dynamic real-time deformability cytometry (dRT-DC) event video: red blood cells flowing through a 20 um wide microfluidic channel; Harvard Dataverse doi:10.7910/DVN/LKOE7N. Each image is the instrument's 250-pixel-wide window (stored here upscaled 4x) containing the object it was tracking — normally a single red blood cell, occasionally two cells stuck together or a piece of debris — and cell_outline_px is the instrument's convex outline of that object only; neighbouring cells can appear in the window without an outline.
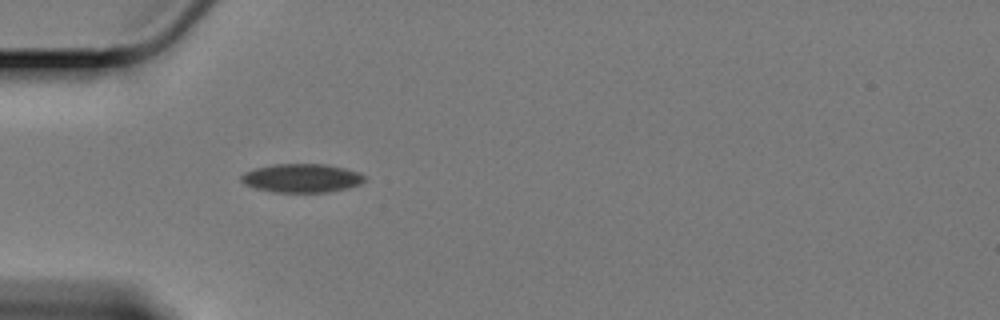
{"species": "Egyptian fruit bat (a non-hibernating species)", "species_latin": "Rousettus aegyptiacus", "temperature_condition": "cold", "stored_images_in_passage": 38, "camera_frame_rate_fps": 3000, "um_per_image_px": 0.085, "animal": {"sex": "female"}, "frame": {"image": 1, "passage_image": 1, "time_ms": 0.0, "image_size_px": [1000, 320], "cell_outline_px": [[364, 180], [360, 184], [348, 188], [328, 192], [272, 192], [256, 188], [244, 184], [240, 180], [240, 176], [244, 172], [256, 168], [276, 164], [324, 164], [344, 168], [356, 172], [364, 176]], "centroid_in_image_um": [25.61, 15.14], "position_along_channel_um": 59.4, "area_um2": 20.46}}
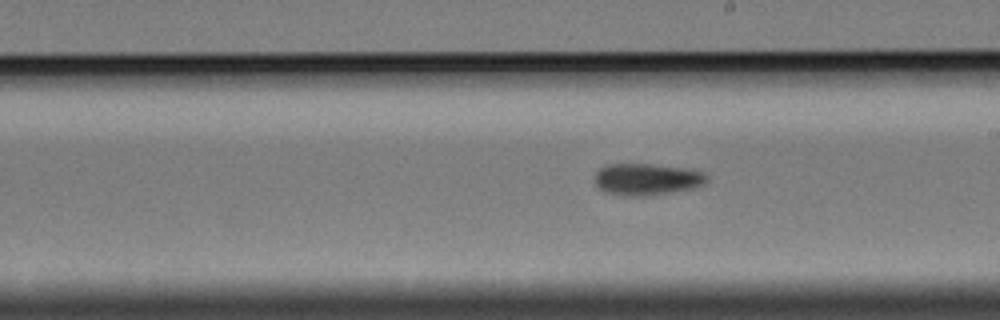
{"frame": {"image": 2, "passage_image": 17, "time_ms": 5.333, "image_size_px": [1000, 320], "cell_outline_px": [[708, 180], [704, 184], [696, 188], [672, 192], [644, 196], [620, 196], [604, 192], [596, 184], [596, 172], [600, 168], [608, 164], [652, 164], [684, 168], [704, 172], [708, 176]], "centroid_in_image_um": [55.0, 15.25], "position_along_channel_um": 234.0, "area_um2": 20.87}}
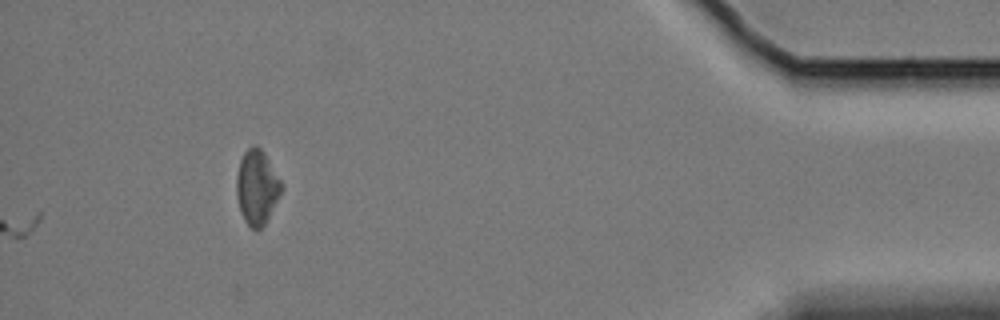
{"frame": {"image": 3, "passage_image": 38, "time_ms": 12.333, "image_size_px": [1000, 320], "cell_outline_px": [[284, 188], [264, 224], [260, 228], [252, 228], [244, 220], [240, 212], [236, 192], [236, 176], [240, 160], [244, 152], [252, 144], [256, 144], [264, 152], [284, 184]], "centroid_in_image_um": [21.84, 15.87], "position_along_channel_um": 413.4, "area_um2": 19.59}, "authors_computed_cell_mechanics": {"area_um2": 20.4612, "velocity_mm_per_s": 3.3412, "shape_relaxation_time_tau1_ms": 3.9396, "shape_relaxation_time_tau2_ms": null, "deformation_change_tau1": 0.0643, "deformation_change_tau2": null}}